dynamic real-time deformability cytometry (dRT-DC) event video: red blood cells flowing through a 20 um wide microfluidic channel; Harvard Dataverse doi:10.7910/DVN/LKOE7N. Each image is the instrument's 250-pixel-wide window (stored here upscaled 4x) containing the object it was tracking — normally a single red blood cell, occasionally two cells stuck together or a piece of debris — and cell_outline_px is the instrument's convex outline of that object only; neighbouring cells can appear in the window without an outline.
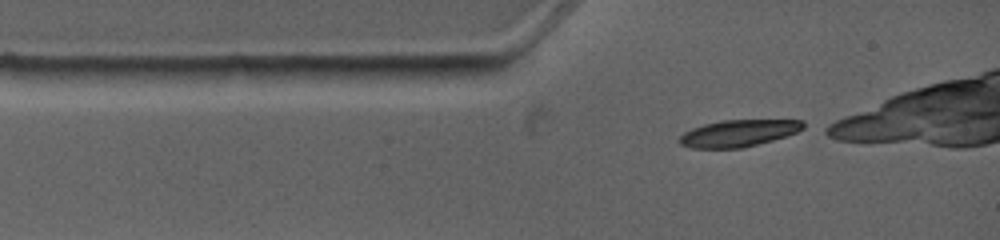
{"species": "common noctule bat (a hibernating species)", "species_latin": "Nyctalus noctula", "temperature_condition": "warm", "stored_images_in_passage": 4, "camera_frame_rate_fps": 4500, "um_per_image_px": 0.085, "animal": {"sex": "female", "body_mass_g": 19.0, "forearm_length_mm": 53.3}, "frame": {"image": 1, "passage_image": 1, "time_ms": 0.0, "image_size_px": [1000, 240], "cell_outline_px": [[804, 128], [796, 132], [772, 140], [740, 148], [692, 148], [680, 144], [680, 136], [684, 132], [692, 128], [704, 124], [720, 120], [804, 120]], "centroid_in_image_um": [62.75, 11.31], "position_along_channel_um": 22.2, "area_um2": 19.13}}